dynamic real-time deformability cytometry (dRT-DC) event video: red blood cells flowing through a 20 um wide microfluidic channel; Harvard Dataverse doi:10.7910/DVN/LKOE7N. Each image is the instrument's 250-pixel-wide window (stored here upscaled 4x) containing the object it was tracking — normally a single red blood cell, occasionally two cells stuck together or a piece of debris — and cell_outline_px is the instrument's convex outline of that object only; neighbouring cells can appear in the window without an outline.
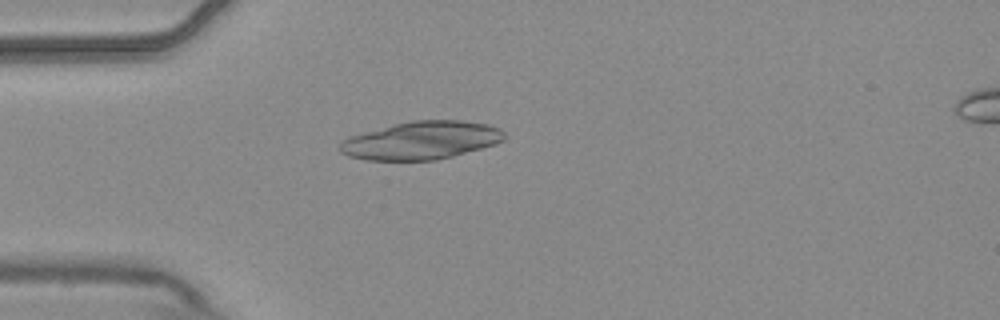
{"species": "common noctule bat (a hibernating species)", "species_latin": "Nyctalus noctula", "temperature_condition": "warm", "stored_images_in_passage": 3, "camera_frame_rate_fps": 3000, "um_per_image_px": 0.085, "animal": {"sex": "male", "body_mass_g": 20.4}, "frame": {"image": 1, "passage_image": 2, "time_ms": 0.333, "image_size_px": [1000, 320], "cell_outline_px": [[504, 140], [496, 144], [452, 156], [436, 160], [364, 160], [348, 156], [340, 152], [336, 148], [348, 136], [392, 124], [412, 120], [460, 120], [488, 124], [504, 132]], "centroid_in_image_um": [35.76, 11.93], "position_along_channel_um": 49.2, "area_um2": 36.53}}